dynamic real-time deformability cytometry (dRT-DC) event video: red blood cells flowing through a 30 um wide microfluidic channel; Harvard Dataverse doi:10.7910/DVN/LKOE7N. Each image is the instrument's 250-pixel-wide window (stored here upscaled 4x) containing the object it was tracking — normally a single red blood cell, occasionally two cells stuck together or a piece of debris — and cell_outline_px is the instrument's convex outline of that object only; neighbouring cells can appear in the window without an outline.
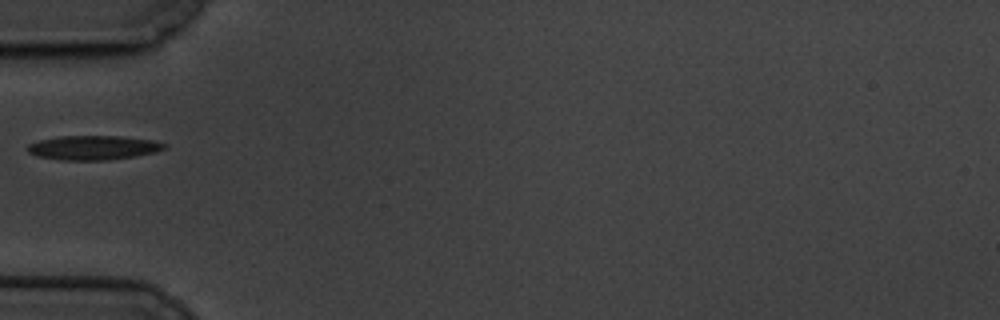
{"species": "common noctule bat (a hibernating species)", "species_latin": "Nyctalus noctula", "temperature_condition": "cold", "stored_images_in_passage": 41, "camera_frame_rate_fps": 3000, "um_per_image_px": 0.085, "animal": {"sex": "male", "body_mass_g": 19.5, "forearm_length_mm": 54.6}, "frame": {"image": 1, "passage_image": 1, "time_ms": 0.0, "image_size_px": [1000, 320], "cell_outline_px": [[168, 144], [164, 148], [156, 152], [136, 156], [108, 160], [64, 160], [36, 156], [28, 152], [28, 144], [40, 140], [60, 136], [120, 136], [152, 140]], "centroid_in_image_um": [7.94, 12.55], "position_along_channel_um": 77.1, "area_um2": 19.31}}
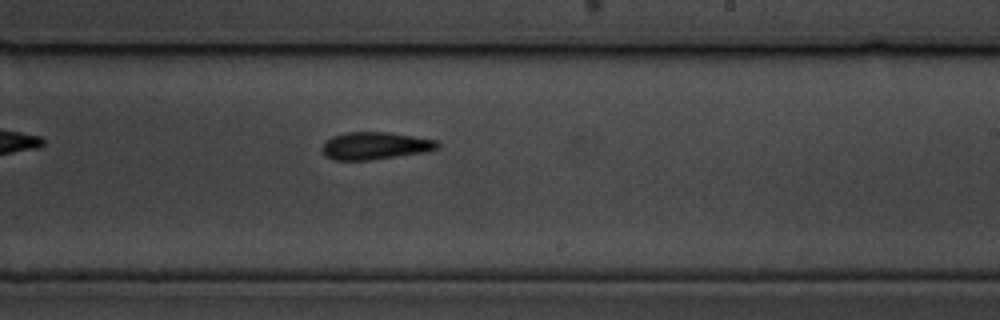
{"frame": {"image": 2, "passage_image": 17, "time_ms": 5.333, "image_size_px": [1000, 320], "cell_outline_px": [[440, 148], [428, 152], [372, 160], [332, 160], [324, 156], [320, 148], [332, 136], [344, 132], [388, 132], [436, 140], [440, 144]], "centroid_in_image_um": [31.88, 12.4], "position_along_channel_um": 257.1, "area_um2": 18.73}}
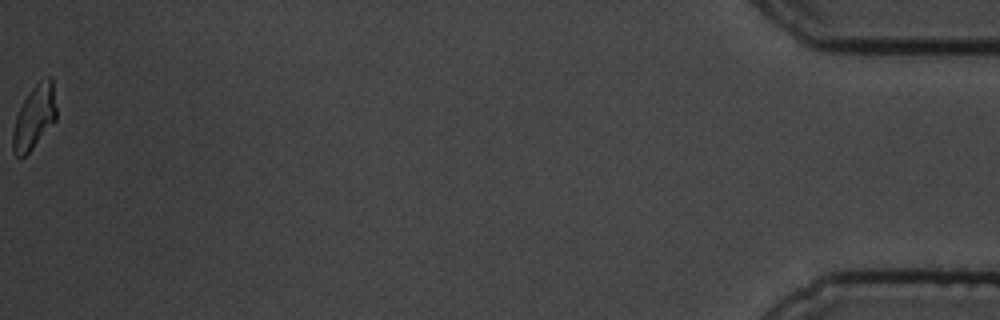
{"frame": {"image": 3, "passage_image": 41, "time_ms": 13.333, "image_size_px": [1000, 320], "cell_outline_px": [[56, 120], [32, 148], [20, 160], [12, 152], [12, 132], [16, 116], [28, 92], [40, 80], [48, 76], [52, 76], [56, 108]], "centroid_in_image_um": [2.9, 9.96], "position_along_channel_um": 432.3, "area_um2": 16.18}}